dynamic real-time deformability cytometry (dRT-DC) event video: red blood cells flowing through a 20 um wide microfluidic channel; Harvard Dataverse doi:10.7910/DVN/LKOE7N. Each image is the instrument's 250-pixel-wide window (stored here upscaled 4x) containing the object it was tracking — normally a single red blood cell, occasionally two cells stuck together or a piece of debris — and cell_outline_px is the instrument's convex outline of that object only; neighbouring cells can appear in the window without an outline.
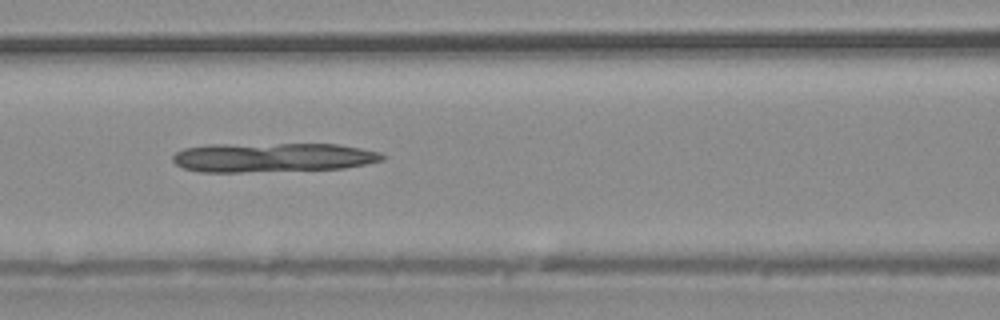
{"species": "common noctule bat (a hibernating species)", "species_latin": "Nyctalus noctula", "temperature_condition": "warm", "stored_images_in_passage": 28, "camera_frame_rate_fps": 3000, "um_per_image_px": 0.085, "animal": {"sex": "male", "body_mass_g": 20.4}, "frame": {"image": 1, "passage_image": 7, "time_ms": 2.0, "image_size_px": [1000, 320], "cell_outline_px": [[384, 160], [344, 168], [240, 172], [200, 172], [184, 168], [176, 164], [172, 160], [172, 156], [176, 152], [184, 148], [204, 144], [336, 144], [360, 148], [380, 152], [384, 156]], "centroid_in_image_um": [23.12, 13.37], "position_along_channel_um": 143.5, "area_um2": 35.78}}
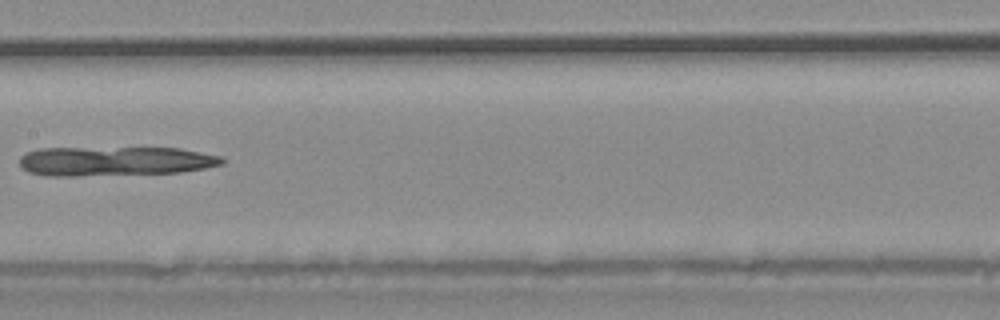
{"frame": {"image": 2, "passage_image": 10, "time_ms": 3.0, "image_size_px": [1000, 320], "cell_outline_px": [[224, 164], [204, 168], [180, 172], [76, 176], [48, 176], [28, 172], [20, 164], [20, 156], [28, 152], [40, 148], [180, 148], [220, 156], [224, 160]], "centroid_in_image_um": [9.76, 13.7], "position_along_channel_um": 197.6, "area_um2": 34.56}}